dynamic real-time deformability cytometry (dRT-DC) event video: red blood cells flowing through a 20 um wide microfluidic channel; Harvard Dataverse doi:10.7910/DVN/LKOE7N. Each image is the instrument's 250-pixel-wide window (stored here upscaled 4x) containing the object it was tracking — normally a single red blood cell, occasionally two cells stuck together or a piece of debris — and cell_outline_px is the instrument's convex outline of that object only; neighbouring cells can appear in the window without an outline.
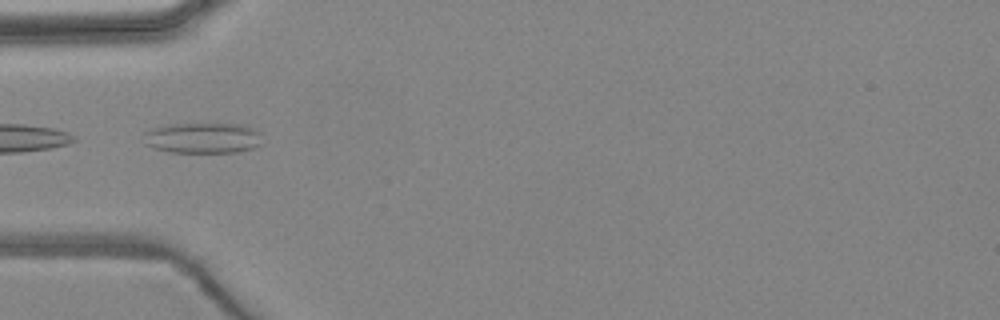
{"species": "common noctule bat (a hibernating species)", "species_latin": "Nyctalus noctula", "temperature_condition": "warm", "stored_images_in_passage": 2, "camera_frame_rate_fps": 3000, "um_per_image_px": 0.085, "animal": {"sex": "female", "body_mass_g": 24.6, "forearm_length_mm": 56.2}, "frame": {"image": 1, "passage_image": 2, "time_ms": 1.0, "image_size_px": [1000, 320], "cell_outline_px": [[260, 144], [252, 148], [236, 152], [168, 152], [144, 144], [144, 132], [152, 128], [168, 124], [208, 120], [212, 120], [240, 124], [252, 128], [260, 132]], "centroid_in_image_um": [17.22, 11.66], "position_along_channel_um": 67.8, "area_um2": 22.2}}